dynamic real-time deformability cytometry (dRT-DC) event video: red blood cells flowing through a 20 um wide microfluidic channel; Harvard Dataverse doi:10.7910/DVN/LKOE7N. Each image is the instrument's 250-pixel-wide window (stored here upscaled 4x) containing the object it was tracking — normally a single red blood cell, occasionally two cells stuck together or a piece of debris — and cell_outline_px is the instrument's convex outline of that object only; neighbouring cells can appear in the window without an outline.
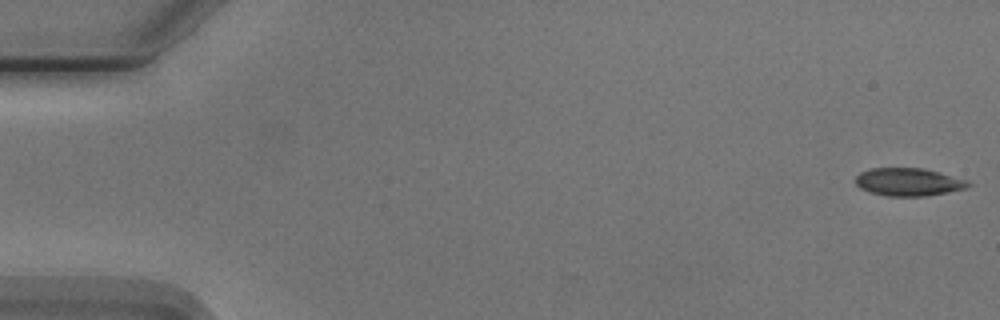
{"species": "Egyptian fruit bat (a non-hibernating species)", "species_latin": "Rousettus aegyptiacus", "temperature_condition": "cold", "stored_images_in_passage": 54, "camera_frame_rate_fps": 3000, "um_per_image_px": 0.085, "animal": {"sex": "male"}, "frame": {"image": 1, "passage_image": 1, "time_ms": 0.0, "image_size_px": [1000, 320], "cell_outline_px": [[972, 184], [964, 188], [924, 196], [888, 196], [872, 192], [860, 188], [856, 184], [856, 176], [860, 172], [872, 168], [924, 168], [940, 172], [968, 180]], "centroid_in_image_um": [77.21, 15.45], "position_along_channel_um": 7.8, "area_um2": 18.09}}
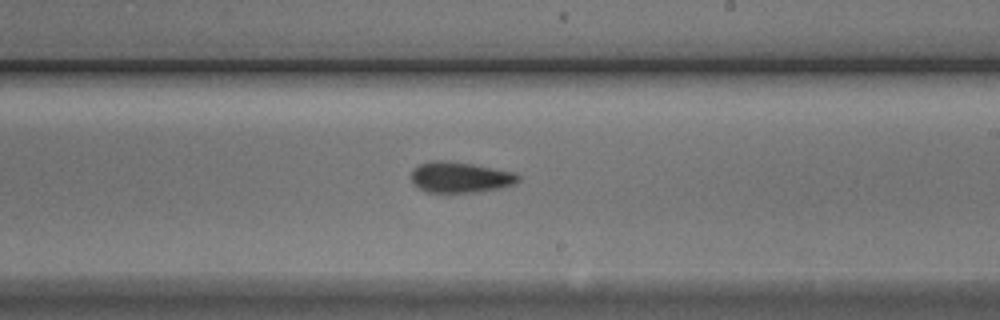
{"frame": {"image": 2, "passage_image": 32, "time_ms": 10.333, "image_size_px": [1000, 320], "cell_outline_px": [[520, 180], [516, 184], [500, 188], [476, 192], [424, 192], [412, 184], [412, 172], [420, 164], [432, 160], [448, 160], [472, 164], [516, 172], [520, 176]], "centroid_in_image_um": [39.14, 15.07], "position_along_channel_um": 249.9, "area_um2": 19.36}}
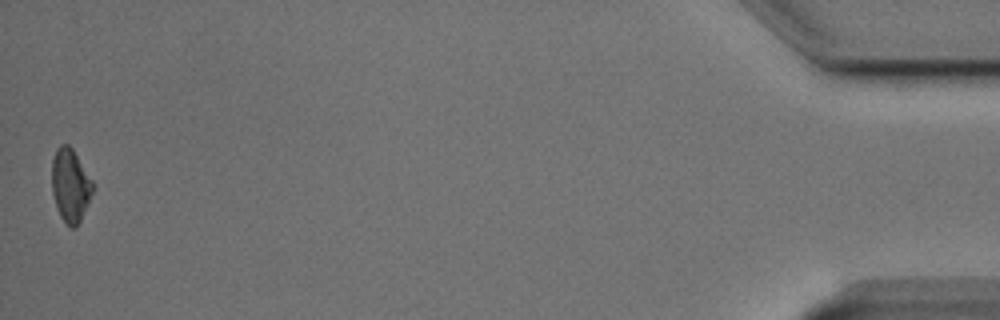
{"frame": {"image": 3, "passage_image": 54, "time_ms": 17.667, "image_size_px": [1000, 320], "cell_outline_px": [[92, 192], [88, 204], [76, 228], [72, 228], [60, 216], [52, 192], [52, 160], [56, 148], [60, 144], [68, 144], [72, 148], [92, 180]], "centroid_in_image_um": [5.97, 15.73], "position_along_channel_um": 429.2, "area_um2": 17.17}, "authors_computed_cell_mechanics": {"area_um2": 18.3804, "velocity_mm_per_s": 3.7592, "shape_relaxation_time_tau1_ms": 3.8403, "shape_relaxation_time_tau2_ms": 3.9313, "deformation_change_tau1": 0.1156, "deformation_change_tau2": 0.1174}}